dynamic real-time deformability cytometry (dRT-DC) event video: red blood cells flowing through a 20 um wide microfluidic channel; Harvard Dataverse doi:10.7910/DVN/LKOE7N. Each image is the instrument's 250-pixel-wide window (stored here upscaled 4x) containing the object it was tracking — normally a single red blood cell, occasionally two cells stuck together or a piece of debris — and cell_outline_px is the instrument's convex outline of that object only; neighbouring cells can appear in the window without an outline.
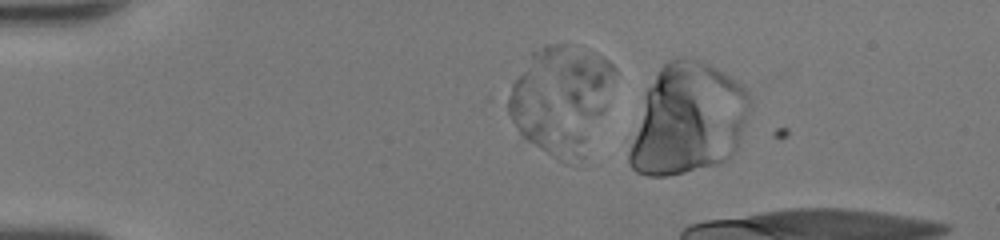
{"species": "human", "species_latin": "Homo sapiens", "temperature_condition": "room temperature", "stored_images_in_passage": 4, "camera_frame_rate_fps": 3000, "um_per_image_px": 0.085, "donor": {"sex": "female"}, "frame": {"image": 1, "passage_image": 2, "time_ms": 0.333, "image_size_px": [1000, 240], "cell_outline_px": [[584, 156], [568, 164], [564, 164], [528, 140], [520, 132], [512, 120], [500, 100], [512, 84], [524, 72], [528, 72], [584, 140]], "centroid_in_image_um": [46.08, 10.24], "position_along_channel_um": 38.9, "area_um2": 27.74}}